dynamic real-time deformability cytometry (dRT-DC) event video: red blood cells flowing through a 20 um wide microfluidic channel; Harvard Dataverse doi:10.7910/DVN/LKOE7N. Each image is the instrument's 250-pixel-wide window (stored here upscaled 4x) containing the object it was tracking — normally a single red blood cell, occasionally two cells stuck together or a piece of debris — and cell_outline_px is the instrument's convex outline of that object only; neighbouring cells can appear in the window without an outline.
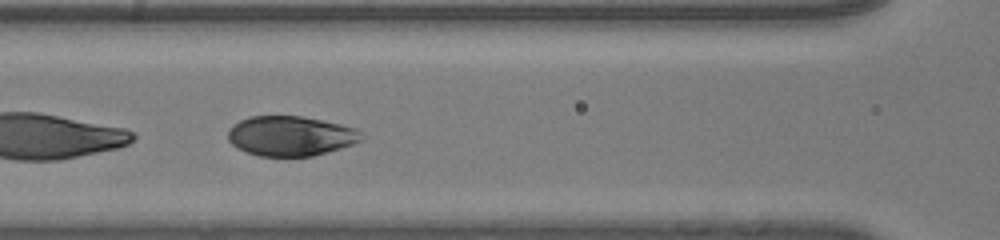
{"species": "human", "species_latin": "Homo sapiens", "temperature_condition": "room temperature", "stored_images_in_passage": 35, "camera_frame_rate_fps": 3000, "um_per_image_px": 0.085, "donor": {"sex": "male"}, "frame": {"image": 1, "passage_image": 10, "time_ms": 3.0, "image_size_px": [1000, 240], "cell_outline_px": [[364, 140], [328, 152], [312, 156], [260, 156], [236, 148], [228, 140], [228, 132], [232, 124], [240, 120], [252, 116], [300, 116], [340, 124], [356, 128], [360, 132]], "centroid_in_image_um": [24.69, 11.56], "position_along_channel_um": 141.9, "area_um2": 30.92}}
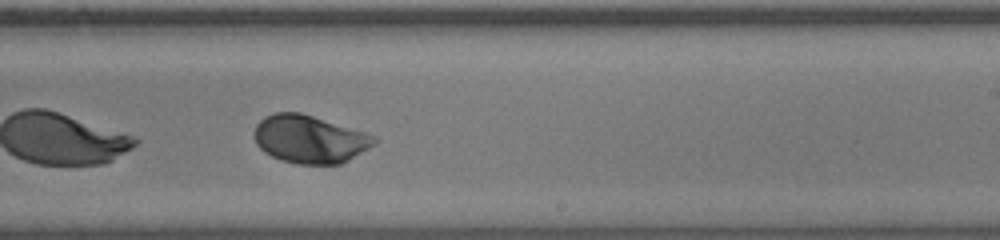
{"frame": {"image": 2, "passage_image": 19, "time_ms": 6.0, "image_size_px": [1000, 240], "cell_outline_px": [[380, 140], [376, 144], [348, 160], [340, 164], [296, 164], [280, 160], [264, 152], [256, 144], [252, 136], [256, 124], [264, 116], [272, 112], [300, 112], [364, 132], [376, 136]], "centroid_in_image_um": [26.29, 11.83], "position_along_channel_um": 262.7, "area_um2": 33.76}}
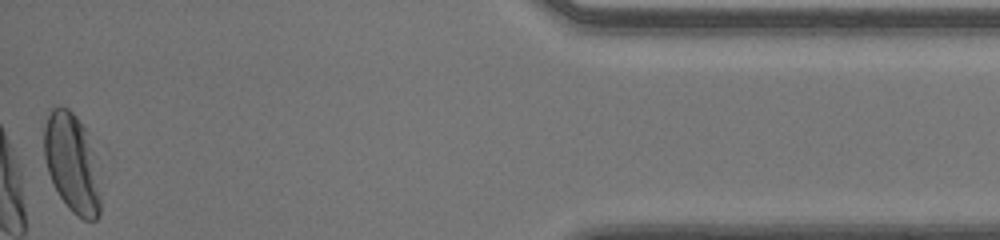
{"frame": {"image": 3, "passage_image": 35, "time_ms": 11.333, "image_size_px": [1000, 240], "cell_outline_px": [[100, 216], [96, 220], [84, 220], [72, 212], [68, 208], [60, 196], [48, 172], [44, 156], [40, 120], [48, 108], [52, 104], [68, 108], [76, 116], [84, 128], [96, 156], [100, 196]], "centroid_in_image_um": [6.05, 13.75], "position_along_channel_um": 429.1, "area_um2": 33.7}, "authors_computed_cell_mechanics": {"area_um2": 33.2928, "velocity_mm_per_s": 4.0598, "shape_relaxation_time_tau1_ms": 2.4067, "shape_relaxation_time_tau2_ms": null, "deformation_change_tau1": 0.1328, "deformation_change_tau2": null}}